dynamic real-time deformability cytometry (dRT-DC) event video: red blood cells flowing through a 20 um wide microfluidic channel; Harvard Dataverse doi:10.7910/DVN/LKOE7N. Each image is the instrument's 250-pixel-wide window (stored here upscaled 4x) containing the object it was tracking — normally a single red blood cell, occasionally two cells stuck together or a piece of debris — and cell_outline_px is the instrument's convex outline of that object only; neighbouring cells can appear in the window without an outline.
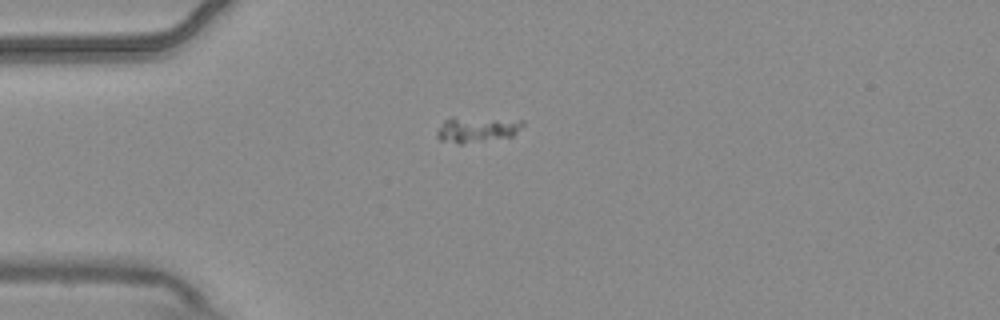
{"species": "common noctule bat (a hibernating species)", "species_latin": "Nyctalus noctula", "temperature_condition": "warm", "stored_images_in_passage": 4, "camera_frame_rate_fps": 3000, "um_per_image_px": 0.085, "animal": {"sex": "male", "body_mass_g": 20.4}, "frame": {"image": 1, "passage_image": 1, "time_ms": 0.0, "image_size_px": [1000, 320], "cell_outline_px": [[524, 124], [512, 136], [460, 144], [440, 140], [436, 136], [436, 132], [444, 120], [452, 116], [524, 120]], "centroid_in_image_um": [40.5, 10.98], "position_along_channel_um": 44.5, "area_um2": 12.89}}
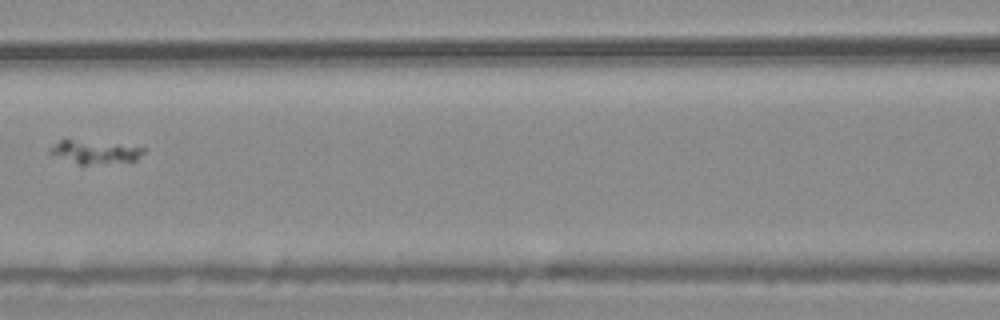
{"frame": {"image": 2, "passage_image": 4, "time_ms": 1.0, "image_size_px": [1000, 320], "cell_outline_px": [[144, 152], [136, 160], [88, 164], [80, 164], [48, 152], [48, 148], [60, 140], [72, 140], [116, 144], [144, 148]], "centroid_in_image_um": [8.04, 12.91], "position_along_channel_um": 158.6, "area_um2": 11.91}}